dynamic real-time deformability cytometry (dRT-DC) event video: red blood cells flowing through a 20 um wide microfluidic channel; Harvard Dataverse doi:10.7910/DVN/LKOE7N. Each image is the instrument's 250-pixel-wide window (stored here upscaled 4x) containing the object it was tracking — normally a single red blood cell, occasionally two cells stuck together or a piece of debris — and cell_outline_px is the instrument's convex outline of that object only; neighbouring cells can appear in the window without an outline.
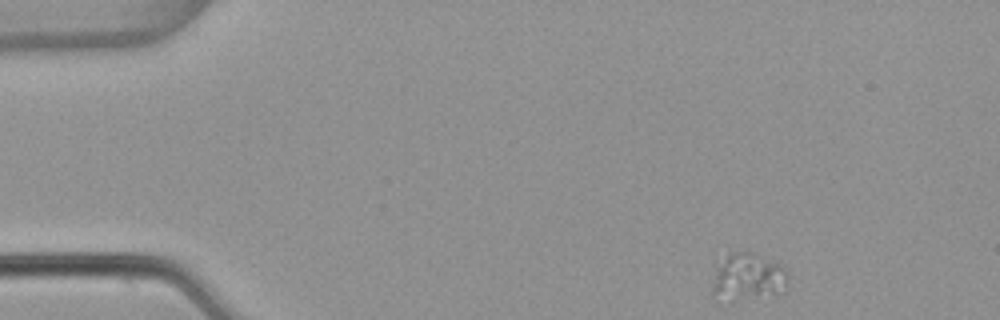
{"species": "common noctule bat (a hibernating species)", "species_latin": "Nyctalus noctula", "temperature_condition": "warm", "stored_images_in_passage": 5, "camera_frame_rate_fps": 3000, "um_per_image_px": 0.085, "animal": {"sex": "female", "body_mass_g": 22.7, "forearm_length_mm": 54.2}, "frame": {"image": 1, "passage_image": 1, "time_ms": 0.0, "image_size_px": [1000, 320], "cell_outline_px": [[788, 284], [784, 292], [712, 292], [712, 288], [716, 268], [728, 252], [756, 252], [784, 264], [788, 272]], "centroid_in_image_um": [63.74, 23.29], "position_along_channel_um": 21.3, "area_um2": 18.73}}
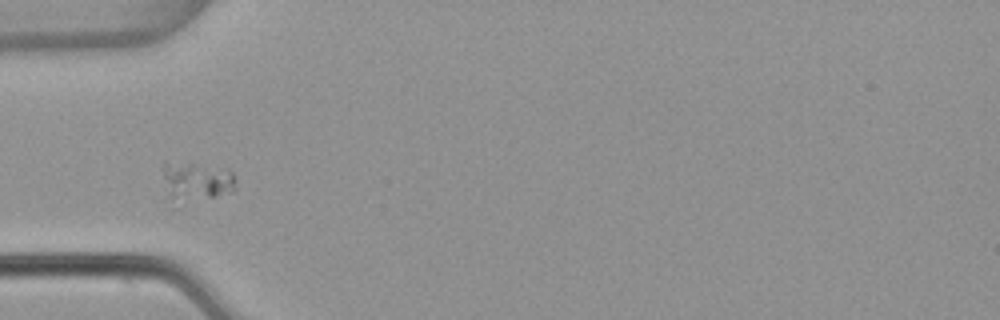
{"frame": {"image": 2, "passage_image": 4, "time_ms": 1.0, "image_size_px": [1000, 320], "cell_outline_px": [[236, 188], [232, 192], [180, 208], [172, 208], [168, 196], [164, 176], [164, 160], [228, 168], [232, 172]], "centroid_in_image_um": [16.64, 15.53], "position_along_channel_um": 68.4, "area_um2": 17.92}}
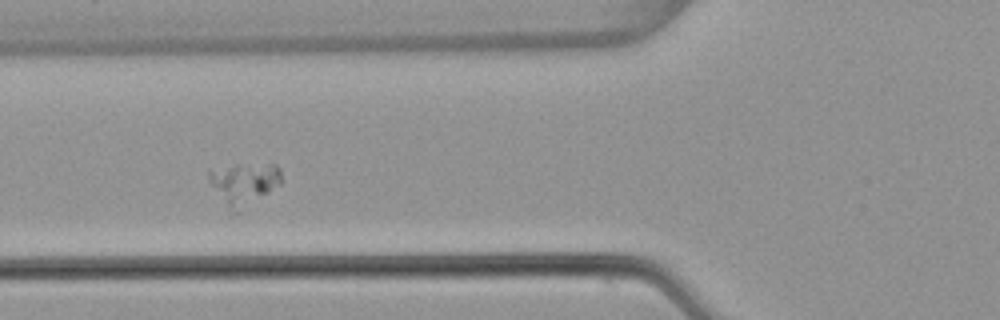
{"frame": {"image": 3, "passage_image": 5, "time_ms": 1.333, "image_size_px": [1000, 320], "cell_outline_px": [[280, 184], [240, 212], [232, 216], [212, 184], [208, 176], [208, 172], [236, 164], [276, 164], [280, 168]], "centroid_in_image_um": [20.76, 15.64], "position_along_channel_um": 105.0, "area_um2": 17.51}}